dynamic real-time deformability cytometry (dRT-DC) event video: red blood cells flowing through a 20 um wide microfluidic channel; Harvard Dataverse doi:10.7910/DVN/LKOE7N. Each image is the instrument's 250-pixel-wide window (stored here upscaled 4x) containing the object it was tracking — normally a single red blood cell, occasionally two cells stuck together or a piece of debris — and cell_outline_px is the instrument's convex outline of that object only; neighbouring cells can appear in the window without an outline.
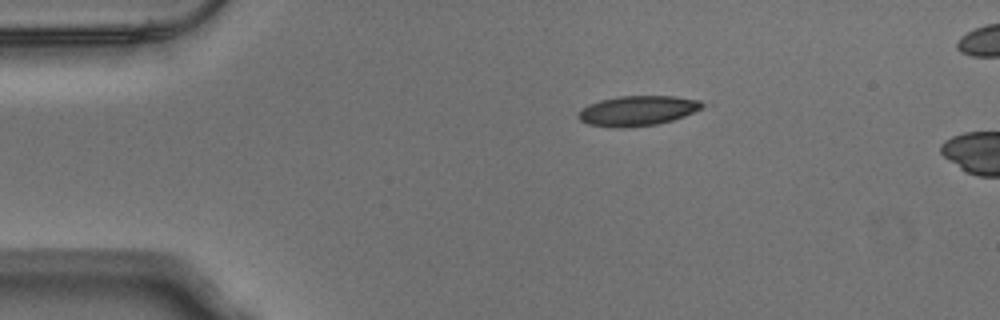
{"species": "Egyptian fruit bat (a non-hibernating species)", "species_latin": "Rousettus aegyptiacus", "temperature_condition": "warm", "stored_images_in_passage": 5, "camera_frame_rate_fps": 3000, "um_per_image_px": 0.085, "animal": {"sex": "male"}, "frame": {"image": 1, "passage_image": 1, "time_ms": 0.0, "image_size_px": [1000, 320], "cell_outline_px": [[716, 104], [684, 116], [672, 120], [656, 124], [628, 128], [616, 128], [588, 124], [580, 120], [576, 116], [588, 104], [600, 100], [620, 96], [676, 96], [700, 100]], "centroid_in_image_um": [54.32, 9.4], "position_along_channel_um": 30.7, "area_um2": 22.14}}